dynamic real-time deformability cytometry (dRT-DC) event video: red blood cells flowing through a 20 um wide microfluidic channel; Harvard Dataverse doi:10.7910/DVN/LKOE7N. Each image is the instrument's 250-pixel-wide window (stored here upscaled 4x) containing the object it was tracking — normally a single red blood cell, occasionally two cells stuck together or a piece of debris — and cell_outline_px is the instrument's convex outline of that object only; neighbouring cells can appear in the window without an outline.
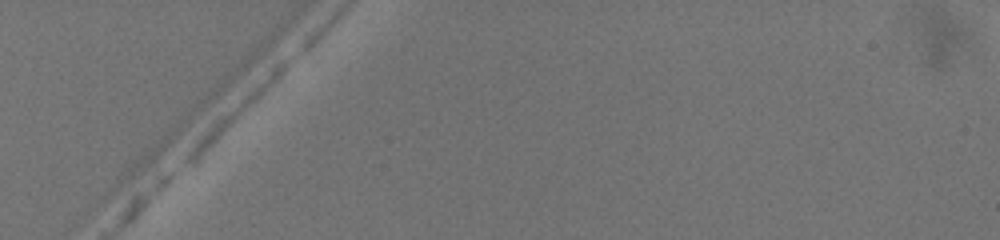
{"species": "common noctule bat (a hibernating species)", "species_latin": "Nyctalus noctula", "temperature_condition": "warm", "stored_images_in_passage": 2, "camera_frame_rate_fps": 3000, "um_per_image_px": 0.085, "animal": {"sex": "female", "body_mass_g": 19.5, "forearm_length_mm": 54.1}, "frame": {"image": 1, "passage_image": 1, "time_ms": 0.0, "image_size_px": [1000, 240], "cell_outline_px": [[296, 52], [288, 64], [256, 96], [188, 160], [180, 164], [180, 160], [196, 136], [216, 116], [284, 56]], "centroid_in_image_um": [19.96, 9.18], "position_along_channel_um": 65.0, "area_um2": 11.85}}